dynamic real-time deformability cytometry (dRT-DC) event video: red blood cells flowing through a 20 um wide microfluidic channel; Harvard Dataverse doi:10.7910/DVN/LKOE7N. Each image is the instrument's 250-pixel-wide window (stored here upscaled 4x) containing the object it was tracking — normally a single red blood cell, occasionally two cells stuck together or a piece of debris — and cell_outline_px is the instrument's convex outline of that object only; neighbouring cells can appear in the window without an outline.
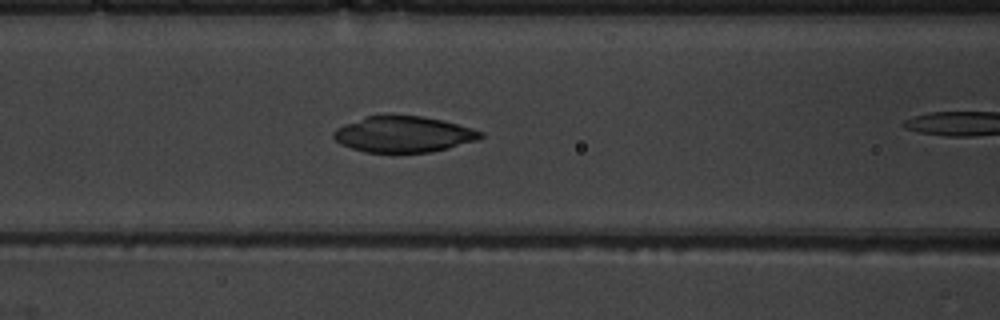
{"species": "common noctule bat (a hibernating species)", "species_latin": "Nyctalus noctula", "temperature_condition": "warm", "stored_images_in_passage": 34, "camera_frame_rate_fps": 3000, "um_per_image_px": 0.085, "animal": {"sex": "male", "body_mass_g": 19.5, "forearm_length_mm": 54.6}, "frame": {"image": 1, "passage_image": 23, "time_ms": 7.333, "image_size_px": [1000, 320], "cell_outline_px": [[484, 136], [476, 140], [448, 148], [428, 152], [364, 152], [340, 144], [332, 136], [332, 132], [336, 128], [344, 124], [364, 116], [384, 112], [392, 112], [420, 116], [440, 120], [472, 128], [484, 132]], "centroid_in_image_um": [34.23, 11.37], "position_along_channel_um": 132.4, "area_um2": 31.44}}
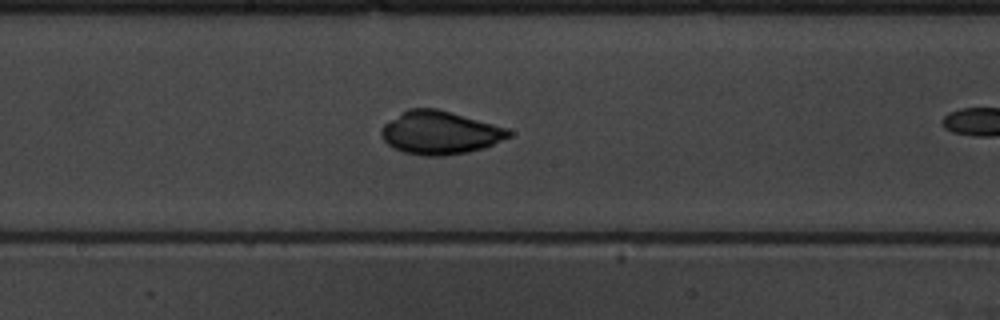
{"frame": {"image": 2, "passage_image": 29, "time_ms": 9.333, "image_size_px": [1000, 320], "cell_outline_px": [[512, 136], [484, 148], [468, 152], [444, 156], [424, 156], [404, 152], [392, 148], [384, 140], [380, 132], [380, 128], [384, 124], [408, 108], [436, 108], [452, 112], [508, 128], [512, 132]], "centroid_in_image_um": [37.4, 11.28], "position_along_channel_um": 210.8, "area_um2": 32.19}}
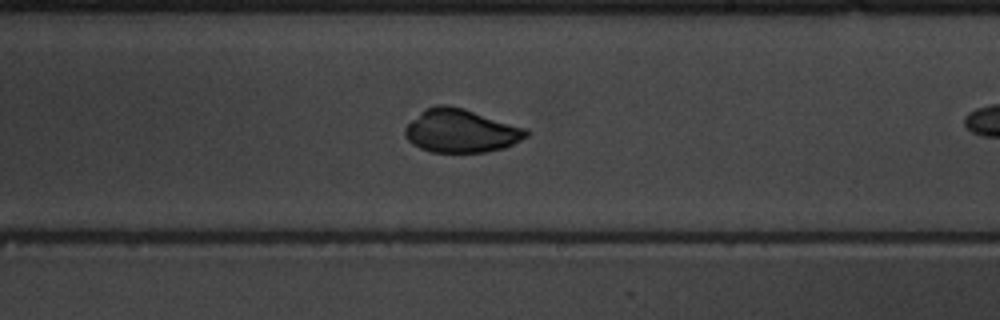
{"frame": {"image": 3, "passage_image": 32, "time_ms": 10.333, "image_size_px": [1000, 320], "cell_outline_px": [[532, 132], [528, 136], [504, 148], [488, 152], [432, 152], [420, 148], [412, 144], [408, 140], [404, 132], [404, 128], [424, 108], [436, 104], [448, 104], [464, 108], [528, 128]], "centroid_in_image_um": [39.21, 11.11], "position_along_channel_um": 249.8, "area_um2": 30.98}}